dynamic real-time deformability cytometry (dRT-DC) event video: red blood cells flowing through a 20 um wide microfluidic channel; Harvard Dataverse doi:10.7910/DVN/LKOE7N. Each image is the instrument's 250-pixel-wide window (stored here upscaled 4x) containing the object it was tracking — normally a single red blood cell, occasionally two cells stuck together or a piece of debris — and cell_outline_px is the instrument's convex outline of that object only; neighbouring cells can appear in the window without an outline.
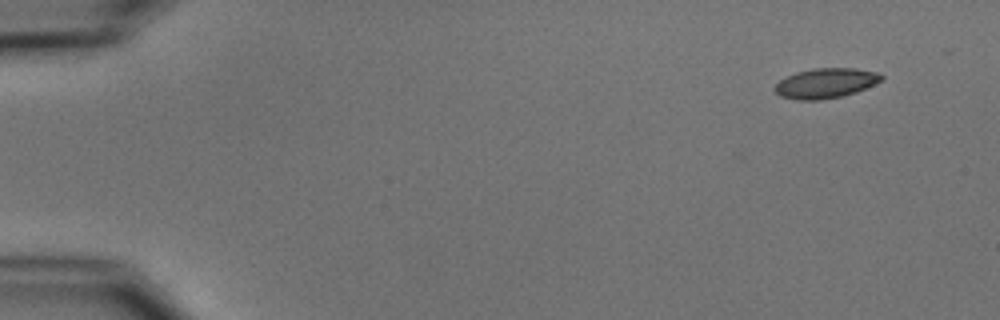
{"species": "common noctule bat (a hibernating species)", "species_latin": "Nyctalus noctula", "temperature_condition": "cold", "stored_images_in_passage": 9, "camera_frame_rate_fps": 3000, "um_per_image_px": 0.085, "animal": {"sex": "male", "body_mass_g": 15.6}, "frame": {"image": 1, "passage_image": 1, "time_ms": 0.0, "image_size_px": [1000, 320], "cell_outline_px": [[884, 76], [880, 80], [856, 92], [844, 96], [820, 100], [796, 100], [780, 96], [772, 88], [780, 80], [796, 72], [812, 68], [856, 68], [876, 72]], "centroid_in_image_um": [70.14, 7.07], "position_along_channel_um": 14.9, "area_um2": 18.55}}